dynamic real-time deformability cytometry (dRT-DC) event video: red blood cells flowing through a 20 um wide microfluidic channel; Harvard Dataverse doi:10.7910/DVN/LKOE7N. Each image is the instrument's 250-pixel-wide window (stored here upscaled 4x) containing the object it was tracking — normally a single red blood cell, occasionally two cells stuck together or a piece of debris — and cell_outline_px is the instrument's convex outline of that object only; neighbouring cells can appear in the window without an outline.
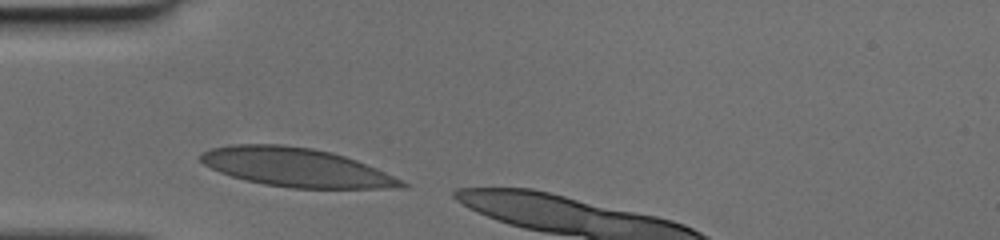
{"species": "human", "species_latin": "Homo sapiens", "temperature_condition": "cold", "stored_images_in_passage": 8, "camera_frame_rate_fps": 3000, "um_per_image_px": 0.085, "donor": {"sex": "female"}, "frame": {"image": 1, "passage_image": 1, "time_ms": 0.0, "image_size_px": [1000, 240], "cell_outline_px": [[408, 184], [380, 188], [288, 188], [264, 184], [244, 180], [220, 172], [204, 164], [200, 160], [200, 152], [212, 148], [232, 144], [280, 144], [312, 148], [332, 152], [356, 160], [376, 168]], "centroid_in_image_um": [25.07, 14.21], "position_along_channel_um": 59.9, "area_um2": 44.85}}
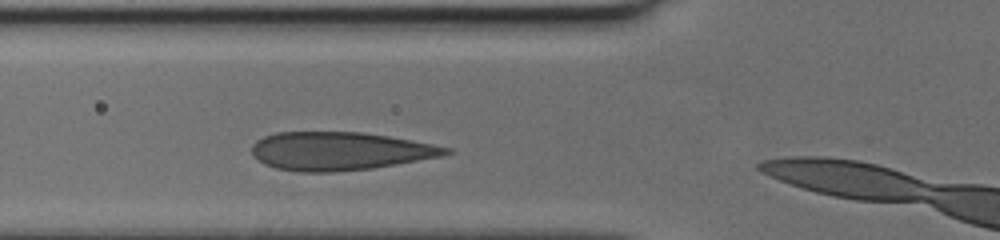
{"frame": {"image": 2, "passage_image": 4, "time_ms": 1.0, "image_size_px": [1000, 240], "cell_outline_px": [[452, 152], [440, 156], [372, 168], [332, 172], [300, 172], [276, 168], [264, 164], [252, 152], [252, 144], [256, 140], [264, 136], [276, 132], [364, 132], [388, 136], [432, 144], [452, 148]], "centroid_in_image_um": [28.85, 12.83], "position_along_channel_um": 97.0, "area_um2": 42.95}}
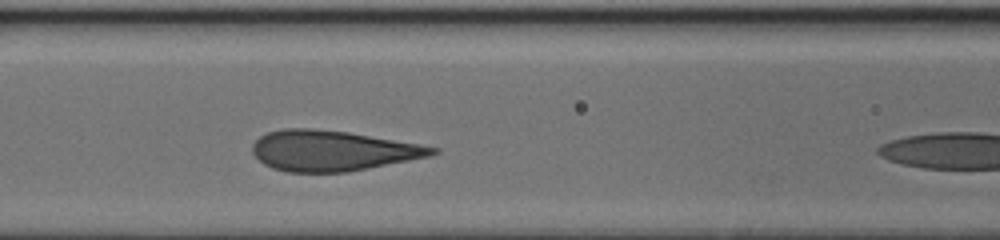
{"frame": {"image": 3, "passage_image": 7, "time_ms": 2.0, "image_size_px": [1000, 240], "cell_outline_px": [[440, 152], [428, 156], [348, 172], [288, 172], [272, 168], [264, 164], [252, 152], [252, 144], [260, 136], [268, 132], [284, 128], [312, 128], [348, 132], [440, 148]], "centroid_in_image_um": [28.21, 12.81], "position_along_channel_um": 138.4, "area_um2": 42.02}}